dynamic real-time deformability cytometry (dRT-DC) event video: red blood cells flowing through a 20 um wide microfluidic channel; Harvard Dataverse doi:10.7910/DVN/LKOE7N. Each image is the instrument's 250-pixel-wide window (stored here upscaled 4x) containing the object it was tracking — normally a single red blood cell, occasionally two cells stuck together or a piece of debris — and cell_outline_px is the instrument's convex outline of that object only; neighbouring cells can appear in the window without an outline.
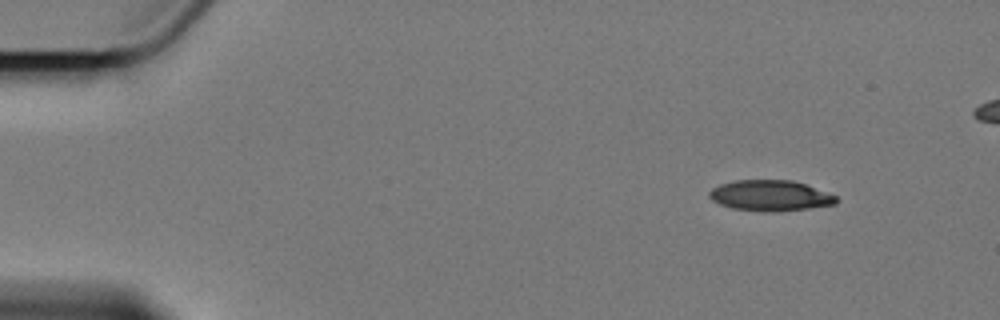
{"species": "Egyptian fruit bat (a non-hibernating species)", "species_latin": "Rousettus aegyptiacus", "temperature_condition": "cold", "stored_images_in_passage": 4, "camera_frame_rate_fps": 3000, "um_per_image_px": 0.085, "animal": {"sex": "female"}, "frame": {"image": 1, "passage_image": 1, "time_ms": 0.0, "image_size_px": [1000, 320], "cell_outline_px": [[836, 204], [808, 208], [776, 212], [772, 212], [732, 208], [720, 204], [712, 200], [708, 196], [708, 192], [712, 188], [720, 184], [736, 180], [792, 180], [804, 184], [836, 196]], "centroid_in_image_um": [65.42, 16.62], "position_along_channel_um": 19.6, "area_um2": 22.48}}